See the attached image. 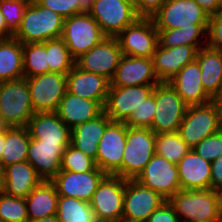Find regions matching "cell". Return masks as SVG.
I'll list each match as a JSON object with an SVG mask.
<instances>
[{"mask_svg": "<svg viewBox=\"0 0 222 222\" xmlns=\"http://www.w3.org/2000/svg\"><path fill=\"white\" fill-rule=\"evenodd\" d=\"M192 149L210 162L220 157L222 155V128L218 132L204 138Z\"/></svg>", "mask_w": 222, "mask_h": 222, "instance_id": "43", "label": "cell"}, {"mask_svg": "<svg viewBox=\"0 0 222 222\" xmlns=\"http://www.w3.org/2000/svg\"><path fill=\"white\" fill-rule=\"evenodd\" d=\"M167 201L181 222H215L222 203V193L213 189L180 190Z\"/></svg>", "mask_w": 222, "mask_h": 222, "instance_id": "2", "label": "cell"}, {"mask_svg": "<svg viewBox=\"0 0 222 222\" xmlns=\"http://www.w3.org/2000/svg\"><path fill=\"white\" fill-rule=\"evenodd\" d=\"M41 6L68 18L83 12H88L93 0H36Z\"/></svg>", "mask_w": 222, "mask_h": 222, "instance_id": "40", "label": "cell"}, {"mask_svg": "<svg viewBox=\"0 0 222 222\" xmlns=\"http://www.w3.org/2000/svg\"><path fill=\"white\" fill-rule=\"evenodd\" d=\"M107 176L98 167L88 172L60 170L51 180L58 196L72 197L90 202L101 181Z\"/></svg>", "mask_w": 222, "mask_h": 222, "instance_id": "18", "label": "cell"}, {"mask_svg": "<svg viewBox=\"0 0 222 222\" xmlns=\"http://www.w3.org/2000/svg\"><path fill=\"white\" fill-rule=\"evenodd\" d=\"M135 180L166 200L181 190L177 165L156 153Z\"/></svg>", "mask_w": 222, "mask_h": 222, "instance_id": "16", "label": "cell"}, {"mask_svg": "<svg viewBox=\"0 0 222 222\" xmlns=\"http://www.w3.org/2000/svg\"><path fill=\"white\" fill-rule=\"evenodd\" d=\"M200 77V65L195 59L186 64L169 82L187 105L206 104L212 99L205 93Z\"/></svg>", "mask_w": 222, "mask_h": 222, "instance_id": "26", "label": "cell"}, {"mask_svg": "<svg viewBox=\"0 0 222 222\" xmlns=\"http://www.w3.org/2000/svg\"><path fill=\"white\" fill-rule=\"evenodd\" d=\"M63 25L64 18L61 15L34 0L26 8L19 29L13 37L22 44L42 43L61 38Z\"/></svg>", "mask_w": 222, "mask_h": 222, "instance_id": "1", "label": "cell"}, {"mask_svg": "<svg viewBox=\"0 0 222 222\" xmlns=\"http://www.w3.org/2000/svg\"><path fill=\"white\" fill-rule=\"evenodd\" d=\"M56 215L60 222H98L89 202L72 197L59 196Z\"/></svg>", "mask_w": 222, "mask_h": 222, "instance_id": "34", "label": "cell"}, {"mask_svg": "<svg viewBox=\"0 0 222 222\" xmlns=\"http://www.w3.org/2000/svg\"><path fill=\"white\" fill-rule=\"evenodd\" d=\"M152 19L156 29L193 28V24L209 23V16L195 0H166Z\"/></svg>", "mask_w": 222, "mask_h": 222, "instance_id": "13", "label": "cell"}, {"mask_svg": "<svg viewBox=\"0 0 222 222\" xmlns=\"http://www.w3.org/2000/svg\"><path fill=\"white\" fill-rule=\"evenodd\" d=\"M196 60L201 69V82L205 93L214 100L222 91V50L202 47Z\"/></svg>", "mask_w": 222, "mask_h": 222, "instance_id": "28", "label": "cell"}, {"mask_svg": "<svg viewBox=\"0 0 222 222\" xmlns=\"http://www.w3.org/2000/svg\"><path fill=\"white\" fill-rule=\"evenodd\" d=\"M123 56L116 37L106 36L97 45L75 60V65L86 71L113 78Z\"/></svg>", "mask_w": 222, "mask_h": 222, "instance_id": "14", "label": "cell"}, {"mask_svg": "<svg viewBox=\"0 0 222 222\" xmlns=\"http://www.w3.org/2000/svg\"><path fill=\"white\" fill-rule=\"evenodd\" d=\"M166 0H131L138 18H153Z\"/></svg>", "mask_w": 222, "mask_h": 222, "instance_id": "45", "label": "cell"}, {"mask_svg": "<svg viewBox=\"0 0 222 222\" xmlns=\"http://www.w3.org/2000/svg\"><path fill=\"white\" fill-rule=\"evenodd\" d=\"M88 13L108 37H117L138 18L131 0H93Z\"/></svg>", "mask_w": 222, "mask_h": 222, "instance_id": "9", "label": "cell"}, {"mask_svg": "<svg viewBox=\"0 0 222 222\" xmlns=\"http://www.w3.org/2000/svg\"><path fill=\"white\" fill-rule=\"evenodd\" d=\"M145 222H181L173 207L166 201L156 209Z\"/></svg>", "mask_w": 222, "mask_h": 222, "instance_id": "46", "label": "cell"}, {"mask_svg": "<svg viewBox=\"0 0 222 222\" xmlns=\"http://www.w3.org/2000/svg\"><path fill=\"white\" fill-rule=\"evenodd\" d=\"M30 135L26 126L6 127L1 162L4 166L27 161Z\"/></svg>", "mask_w": 222, "mask_h": 222, "instance_id": "33", "label": "cell"}, {"mask_svg": "<svg viewBox=\"0 0 222 222\" xmlns=\"http://www.w3.org/2000/svg\"><path fill=\"white\" fill-rule=\"evenodd\" d=\"M49 72L66 74L74 67L75 60L71 57L68 47L61 39L45 41Z\"/></svg>", "mask_w": 222, "mask_h": 222, "instance_id": "37", "label": "cell"}, {"mask_svg": "<svg viewBox=\"0 0 222 222\" xmlns=\"http://www.w3.org/2000/svg\"><path fill=\"white\" fill-rule=\"evenodd\" d=\"M219 13L222 14V0H221V7H220V11H219Z\"/></svg>", "mask_w": 222, "mask_h": 222, "instance_id": "57", "label": "cell"}, {"mask_svg": "<svg viewBox=\"0 0 222 222\" xmlns=\"http://www.w3.org/2000/svg\"><path fill=\"white\" fill-rule=\"evenodd\" d=\"M69 144L41 143L30 138L27 162L43 181H51L61 170V158Z\"/></svg>", "mask_w": 222, "mask_h": 222, "instance_id": "21", "label": "cell"}, {"mask_svg": "<svg viewBox=\"0 0 222 222\" xmlns=\"http://www.w3.org/2000/svg\"><path fill=\"white\" fill-rule=\"evenodd\" d=\"M155 110L156 105L153 89L152 94L143 101V104L137 110L133 111L125 124L128 127L151 128Z\"/></svg>", "mask_w": 222, "mask_h": 222, "instance_id": "42", "label": "cell"}, {"mask_svg": "<svg viewBox=\"0 0 222 222\" xmlns=\"http://www.w3.org/2000/svg\"><path fill=\"white\" fill-rule=\"evenodd\" d=\"M215 222H222V203L219 209L218 217Z\"/></svg>", "mask_w": 222, "mask_h": 222, "instance_id": "54", "label": "cell"}, {"mask_svg": "<svg viewBox=\"0 0 222 222\" xmlns=\"http://www.w3.org/2000/svg\"><path fill=\"white\" fill-rule=\"evenodd\" d=\"M152 58L123 55L110 86L157 85Z\"/></svg>", "mask_w": 222, "mask_h": 222, "instance_id": "20", "label": "cell"}, {"mask_svg": "<svg viewBox=\"0 0 222 222\" xmlns=\"http://www.w3.org/2000/svg\"><path fill=\"white\" fill-rule=\"evenodd\" d=\"M116 38L123 55L152 58L158 45V30L152 18H137Z\"/></svg>", "mask_w": 222, "mask_h": 222, "instance_id": "11", "label": "cell"}, {"mask_svg": "<svg viewBox=\"0 0 222 222\" xmlns=\"http://www.w3.org/2000/svg\"><path fill=\"white\" fill-rule=\"evenodd\" d=\"M5 128H6V126L0 120V134L4 131Z\"/></svg>", "mask_w": 222, "mask_h": 222, "instance_id": "55", "label": "cell"}, {"mask_svg": "<svg viewBox=\"0 0 222 222\" xmlns=\"http://www.w3.org/2000/svg\"><path fill=\"white\" fill-rule=\"evenodd\" d=\"M222 128L217 103L188 105L185 117L179 126L181 139L192 149L204 138Z\"/></svg>", "mask_w": 222, "mask_h": 222, "instance_id": "5", "label": "cell"}, {"mask_svg": "<svg viewBox=\"0 0 222 222\" xmlns=\"http://www.w3.org/2000/svg\"><path fill=\"white\" fill-rule=\"evenodd\" d=\"M112 120L103 112L95 119L71 129V145L96 160L98 143Z\"/></svg>", "mask_w": 222, "mask_h": 222, "instance_id": "29", "label": "cell"}, {"mask_svg": "<svg viewBox=\"0 0 222 222\" xmlns=\"http://www.w3.org/2000/svg\"><path fill=\"white\" fill-rule=\"evenodd\" d=\"M97 168L95 160L69 144L62 154L61 170L88 172Z\"/></svg>", "mask_w": 222, "mask_h": 222, "instance_id": "39", "label": "cell"}, {"mask_svg": "<svg viewBox=\"0 0 222 222\" xmlns=\"http://www.w3.org/2000/svg\"><path fill=\"white\" fill-rule=\"evenodd\" d=\"M126 179L107 175L99 184L90 200L98 222H117L123 216Z\"/></svg>", "mask_w": 222, "mask_h": 222, "instance_id": "8", "label": "cell"}, {"mask_svg": "<svg viewBox=\"0 0 222 222\" xmlns=\"http://www.w3.org/2000/svg\"><path fill=\"white\" fill-rule=\"evenodd\" d=\"M214 101L217 103L218 109H219V115H220V121L222 125V91L221 93L214 99Z\"/></svg>", "mask_w": 222, "mask_h": 222, "instance_id": "52", "label": "cell"}, {"mask_svg": "<svg viewBox=\"0 0 222 222\" xmlns=\"http://www.w3.org/2000/svg\"><path fill=\"white\" fill-rule=\"evenodd\" d=\"M154 99L156 110L151 126L153 132H178L188 105L170 82H159L154 86Z\"/></svg>", "mask_w": 222, "mask_h": 222, "instance_id": "4", "label": "cell"}, {"mask_svg": "<svg viewBox=\"0 0 222 222\" xmlns=\"http://www.w3.org/2000/svg\"><path fill=\"white\" fill-rule=\"evenodd\" d=\"M191 148L181 139L178 132L158 133L155 138V153L171 163H177Z\"/></svg>", "mask_w": 222, "mask_h": 222, "instance_id": "35", "label": "cell"}, {"mask_svg": "<svg viewBox=\"0 0 222 222\" xmlns=\"http://www.w3.org/2000/svg\"><path fill=\"white\" fill-rule=\"evenodd\" d=\"M45 42L23 44V74L25 78L49 72Z\"/></svg>", "mask_w": 222, "mask_h": 222, "instance_id": "36", "label": "cell"}, {"mask_svg": "<svg viewBox=\"0 0 222 222\" xmlns=\"http://www.w3.org/2000/svg\"><path fill=\"white\" fill-rule=\"evenodd\" d=\"M207 46L222 50V14L209 17L207 30Z\"/></svg>", "mask_w": 222, "mask_h": 222, "instance_id": "44", "label": "cell"}, {"mask_svg": "<svg viewBox=\"0 0 222 222\" xmlns=\"http://www.w3.org/2000/svg\"><path fill=\"white\" fill-rule=\"evenodd\" d=\"M4 144H5V129L0 134V159L2 157V152H3V149H4Z\"/></svg>", "mask_w": 222, "mask_h": 222, "instance_id": "53", "label": "cell"}, {"mask_svg": "<svg viewBox=\"0 0 222 222\" xmlns=\"http://www.w3.org/2000/svg\"><path fill=\"white\" fill-rule=\"evenodd\" d=\"M30 0H0V10L5 17L7 29L14 35L21 24Z\"/></svg>", "mask_w": 222, "mask_h": 222, "instance_id": "41", "label": "cell"}, {"mask_svg": "<svg viewBox=\"0 0 222 222\" xmlns=\"http://www.w3.org/2000/svg\"><path fill=\"white\" fill-rule=\"evenodd\" d=\"M156 134L151 128L128 127L122 160V178L136 179L155 154Z\"/></svg>", "mask_w": 222, "mask_h": 222, "instance_id": "6", "label": "cell"}, {"mask_svg": "<svg viewBox=\"0 0 222 222\" xmlns=\"http://www.w3.org/2000/svg\"><path fill=\"white\" fill-rule=\"evenodd\" d=\"M26 79L34 112H56L67 92L66 74L48 72Z\"/></svg>", "mask_w": 222, "mask_h": 222, "instance_id": "10", "label": "cell"}, {"mask_svg": "<svg viewBox=\"0 0 222 222\" xmlns=\"http://www.w3.org/2000/svg\"><path fill=\"white\" fill-rule=\"evenodd\" d=\"M195 2L209 17L219 14L221 0H195Z\"/></svg>", "mask_w": 222, "mask_h": 222, "instance_id": "48", "label": "cell"}, {"mask_svg": "<svg viewBox=\"0 0 222 222\" xmlns=\"http://www.w3.org/2000/svg\"><path fill=\"white\" fill-rule=\"evenodd\" d=\"M117 222H143V221H130L124 218H121L120 220H118Z\"/></svg>", "mask_w": 222, "mask_h": 222, "instance_id": "56", "label": "cell"}, {"mask_svg": "<svg viewBox=\"0 0 222 222\" xmlns=\"http://www.w3.org/2000/svg\"><path fill=\"white\" fill-rule=\"evenodd\" d=\"M43 180L27 161L5 167V182L1 191L9 196L26 198Z\"/></svg>", "mask_w": 222, "mask_h": 222, "instance_id": "27", "label": "cell"}, {"mask_svg": "<svg viewBox=\"0 0 222 222\" xmlns=\"http://www.w3.org/2000/svg\"><path fill=\"white\" fill-rule=\"evenodd\" d=\"M25 198L9 196L0 190V222H27Z\"/></svg>", "mask_w": 222, "mask_h": 222, "instance_id": "38", "label": "cell"}, {"mask_svg": "<svg viewBox=\"0 0 222 222\" xmlns=\"http://www.w3.org/2000/svg\"><path fill=\"white\" fill-rule=\"evenodd\" d=\"M27 222H60L57 215H51L44 218L28 220Z\"/></svg>", "mask_w": 222, "mask_h": 222, "instance_id": "50", "label": "cell"}, {"mask_svg": "<svg viewBox=\"0 0 222 222\" xmlns=\"http://www.w3.org/2000/svg\"><path fill=\"white\" fill-rule=\"evenodd\" d=\"M5 182V166L0 160V190H2Z\"/></svg>", "mask_w": 222, "mask_h": 222, "instance_id": "51", "label": "cell"}, {"mask_svg": "<svg viewBox=\"0 0 222 222\" xmlns=\"http://www.w3.org/2000/svg\"><path fill=\"white\" fill-rule=\"evenodd\" d=\"M155 85L110 86L104 112L116 122H126L152 94Z\"/></svg>", "mask_w": 222, "mask_h": 222, "instance_id": "15", "label": "cell"}, {"mask_svg": "<svg viewBox=\"0 0 222 222\" xmlns=\"http://www.w3.org/2000/svg\"><path fill=\"white\" fill-rule=\"evenodd\" d=\"M181 190L211 189V162L193 149L177 163Z\"/></svg>", "mask_w": 222, "mask_h": 222, "instance_id": "24", "label": "cell"}, {"mask_svg": "<svg viewBox=\"0 0 222 222\" xmlns=\"http://www.w3.org/2000/svg\"><path fill=\"white\" fill-rule=\"evenodd\" d=\"M0 120L6 127L26 126L35 113L25 77L0 82Z\"/></svg>", "mask_w": 222, "mask_h": 222, "instance_id": "3", "label": "cell"}, {"mask_svg": "<svg viewBox=\"0 0 222 222\" xmlns=\"http://www.w3.org/2000/svg\"><path fill=\"white\" fill-rule=\"evenodd\" d=\"M105 37L97 21L88 12L64 18L61 39L74 60L87 53Z\"/></svg>", "mask_w": 222, "mask_h": 222, "instance_id": "7", "label": "cell"}, {"mask_svg": "<svg viewBox=\"0 0 222 222\" xmlns=\"http://www.w3.org/2000/svg\"><path fill=\"white\" fill-rule=\"evenodd\" d=\"M104 112V107L95 100L86 99L78 95L64 94L56 113L59 118L70 128L95 119Z\"/></svg>", "mask_w": 222, "mask_h": 222, "instance_id": "25", "label": "cell"}, {"mask_svg": "<svg viewBox=\"0 0 222 222\" xmlns=\"http://www.w3.org/2000/svg\"><path fill=\"white\" fill-rule=\"evenodd\" d=\"M58 194L51 181H42L25 198L29 220L56 215Z\"/></svg>", "mask_w": 222, "mask_h": 222, "instance_id": "30", "label": "cell"}, {"mask_svg": "<svg viewBox=\"0 0 222 222\" xmlns=\"http://www.w3.org/2000/svg\"><path fill=\"white\" fill-rule=\"evenodd\" d=\"M23 44L15 37L0 40V82L23 78Z\"/></svg>", "mask_w": 222, "mask_h": 222, "instance_id": "32", "label": "cell"}, {"mask_svg": "<svg viewBox=\"0 0 222 222\" xmlns=\"http://www.w3.org/2000/svg\"><path fill=\"white\" fill-rule=\"evenodd\" d=\"M127 125L112 121L98 143L96 166L107 175L122 177V160L126 145Z\"/></svg>", "mask_w": 222, "mask_h": 222, "instance_id": "12", "label": "cell"}, {"mask_svg": "<svg viewBox=\"0 0 222 222\" xmlns=\"http://www.w3.org/2000/svg\"><path fill=\"white\" fill-rule=\"evenodd\" d=\"M211 189L222 193V155L211 162Z\"/></svg>", "mask_w": 222, "mask_h": 222, "instance_id": "47", "label": "cell"}, {"mask_svg": "<svg viewBox=\"0 0 222 222\" xmlns=\"http://www.w3.org/2000/svg\"><path fill=\"white\" fill-rule=\"evenodd\" d=\"M0 37L1 38L13 37V34L7 29L5 17L3 16L1 10H0Z\"/></svg>", "mask_w": 222, "mask_h": 222, "instance_id": "49", "label": "cell"}, {"mask_svg": "<svg viewBox=\"0 0 222 222\" xmlns=\"http://www.w3.org/2000/svg\"><path fill=\"white\" fill-rule=\"evenodd\" d=\"M167 200L158 192L143 186L135 179L125 182L122 218L145 222Z\"/></svg>", "mask_w": 222, "mask_h": 222, "instance_id": "17", "label": "cell"}, {"mask_svg": "<svg viewBox=\"0 0 222 222\" xmlns=\"http://www.w3.org/2000/svg\"><path fill=\"white\" fill-rule=\"evenodd\" d=\"M197 52L194 46L189 45L172 48L157 45L152 61L159 82H169L186 64L196 59Z\"/></svg>", "mask_w": 222, "mask_h": 222, "instance_id": "19", "label": "cell"}, {"mask_svg": "<svg viewBox=\"0 0 222 222\" xmlns=\"http://www.w3.org/2000/svg\"><path fill=\"white\" fill-rule=\"evenodd\" d=\"M157 30L158 45L164 48L189 45L199 50L207 45L208 24H193V28L182 27Z\"/></svg>", "mask_w": 222, "mask_h": 222, "instance_id": "31", "label": "cell"}, {"mask_svg": "<svg viewBox=\"0 0 222 222\" xmlns=\"http://www.w3.org/2000/svg\"><path fill=\"white\" fill-rule=\"evenodd\" d=\"M66 79L69 93L95 100L105 106L110 87V81L106 77L86 72L74 65L67 73Z\"/></svg>", "mask_w": 222, "mask_h": 222, "instance_id": "23", "label": "cell"}, {"mask_svg": "<svg viewBox=\"0 0 222 222\" xmlns=\"http://www.w3.org/2000/svg\"><path fill=\"white\" fill-rule=\"evenodd\" d=\"M26 127L30 138L41 143L71 144V129L56 112L34 113Z\"/></svg>", "mask_w": 222, "mask_h": 222, "instance_id": "22", "label": "cell"}]
</instances>
